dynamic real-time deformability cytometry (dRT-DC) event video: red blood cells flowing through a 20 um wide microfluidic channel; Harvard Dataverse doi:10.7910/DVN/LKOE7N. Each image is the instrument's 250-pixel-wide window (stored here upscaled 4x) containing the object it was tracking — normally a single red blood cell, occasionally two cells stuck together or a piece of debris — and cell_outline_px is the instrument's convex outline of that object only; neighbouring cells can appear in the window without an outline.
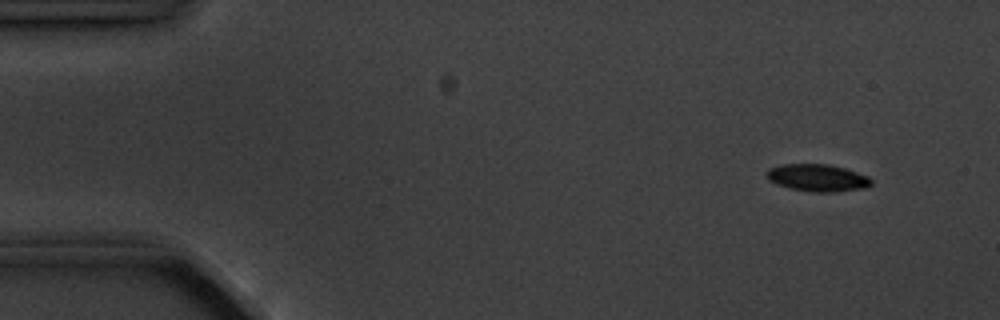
{"species": "common noctule bat (a hibernating species)", "species_latin": "Nyctalus noctula", "temperature_condition": "cold", "stored_images_in_passage": 5, "camera_frame_rate_fps": 3000, "um_per_image_px": 0.085, "animal": {"sex": "male", "body_mass_g": 20.1, "forearm_length_mm": 53.5}, "frame": {"image": 1, "passage_image": 2, "time_ms": 1.0, "image_size_px": [1000, 320], "cell_outline_px": [[872, 184], [868, 188], [832, 192], [812, 192], [788, 188], [776, 184], [768, 180], [768, 168], [784, 164], [828, 164], [844, 168], [868, 176], [872, 180]], "centroid_in_image_um": [69.51, 15.12], "position_along_channel_um": 15.5, "area_um2": 16.65}}
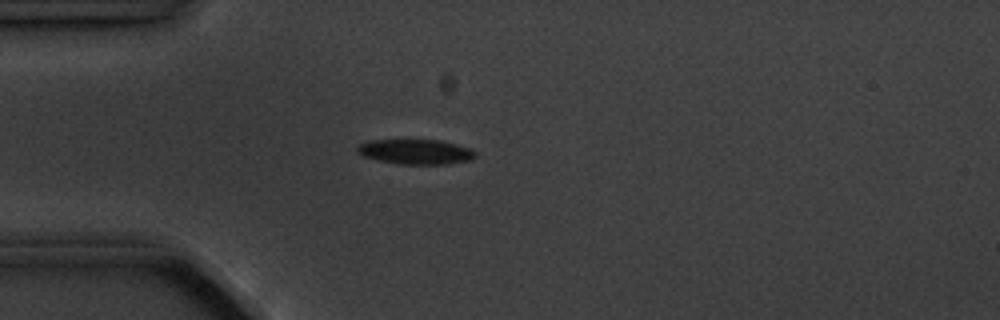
{"frame": {"image": 2, "passage_image": 5, "time_ms": 4.333, "image_size_px": [1000, 320], "cell_outline_px": [[476, 156], [472, 160], [444, 164], [396, 164], [364, 156], [356, 152], [356, 148], [360, 144], [368, 140], [440, 140], [456, 144], [468, 148], [476, 152]], "centroid_in_image_um": [35.33, 12.9], "position_along_channel_um": 49.7, "area_um2": 17.11}}